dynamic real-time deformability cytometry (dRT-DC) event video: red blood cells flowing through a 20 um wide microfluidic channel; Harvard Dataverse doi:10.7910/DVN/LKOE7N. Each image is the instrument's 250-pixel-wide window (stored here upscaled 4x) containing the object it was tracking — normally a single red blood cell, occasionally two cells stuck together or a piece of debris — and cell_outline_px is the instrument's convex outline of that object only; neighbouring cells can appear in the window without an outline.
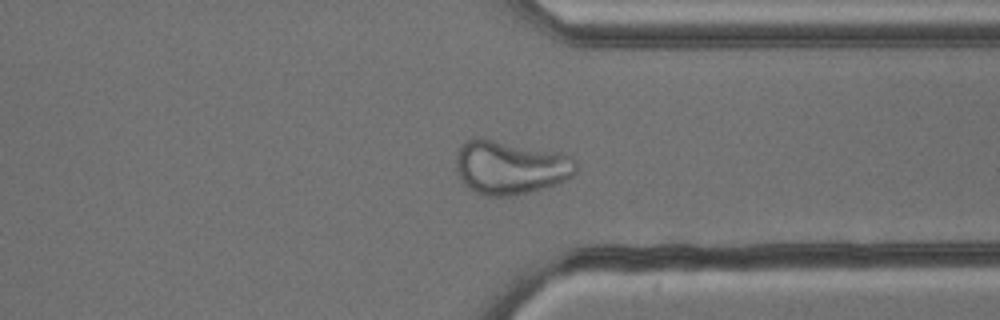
{"species": "common noctule bat (a hibernating species)", "species_latin": "Nyctalus noctula", "temperature_condition": "cold", "stored_images_in_passage": 49, "camera_frame_rate_fps": 3000, "um_per_image_px": 0.085, "animal": {"sex": "male", "body_mass_g": 13.3}, "frame": {"image": 1, "passage_image": 36, "time_ms": 11.667, "image_size_px": [1000, 320], "cell_outline_px": [[576, 172], [572, 176], [556, 184], [544, 188], [512, 196], [488, 196], [476, 192], [468, 188], [464, 184], [456, 172], [456, 156], [464, 140], [476, 136], [480, 136], [564, 152], [576, 160]], "centroid_in_image_um": [43.37, 14.18], "position_along_channel_um": 368.0, "area_um2": 38.44}}
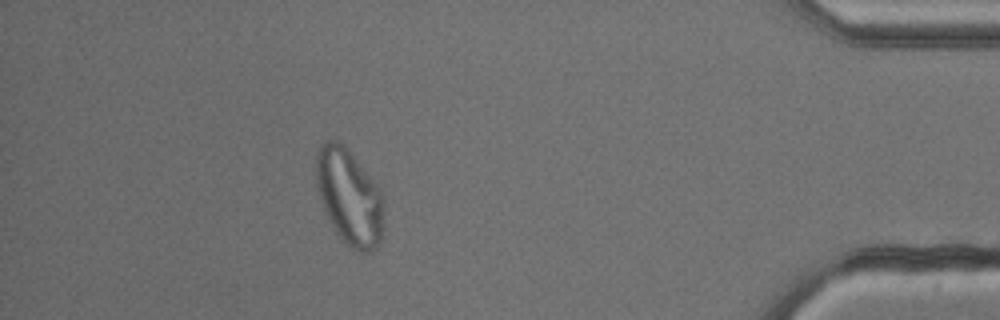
{"frame": {"image": 2, "passage_image": 43, "time_ms": 14.0, "image_size_px": [1000, 320], "cell_outline_px": [[380, 240], [376, 248], [368, 252], [356, 252], [336, 232], [328, 220], [324, 212], [316, 188], [316, 156], [320, 148], [328, 140], [336, 136], [348, 148], [380, 188]], "centroid_in_image_um": [29.62, 16.67], "position_along_channel_um": 405.6, "area_um2": 37.34}}